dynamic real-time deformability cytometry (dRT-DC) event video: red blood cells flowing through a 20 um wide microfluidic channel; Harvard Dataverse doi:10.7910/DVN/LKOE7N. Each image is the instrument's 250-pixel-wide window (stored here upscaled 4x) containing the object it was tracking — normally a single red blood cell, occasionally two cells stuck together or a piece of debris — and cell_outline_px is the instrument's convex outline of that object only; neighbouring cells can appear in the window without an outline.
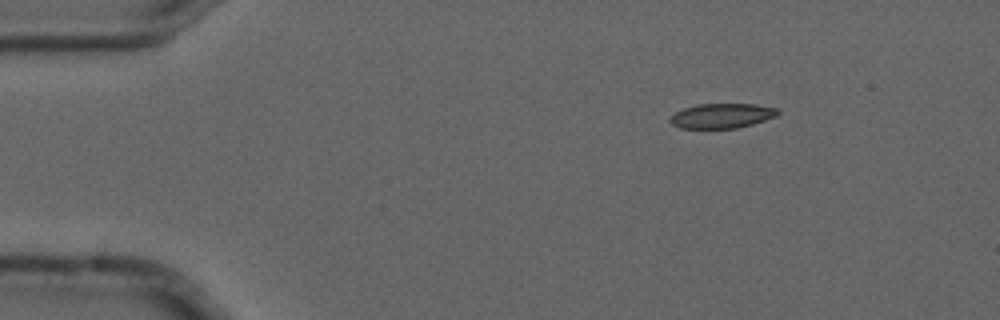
{"species": "common noctule bat (a hibernating species)", "species_latin": "Nyctalus noctula", "temperature_condition": "cold", "stored_images_in_passage": 6, "camera_frame_rate_fps": 3000, "um_per_image_px": 0.085, "animal": {"sex": "male", "forearm_length_mm": 52.5}, "frame": {"image": 1, "passage_image": 1, "time_ms": 0.0, "image_size_px": [1000, 320], "cell_outline_px": [[780, 112], [776, 116], [752, 124], [736, 128], [680, 128], [672, 124], [668, 120], [676, 112], [684, 108], [696, 104], [756, 104], [776, 108]], "centroid_in_image_um": [61.35, 9.84], "position_along_channel_um": 23.7, "area_um2": 15.43}}
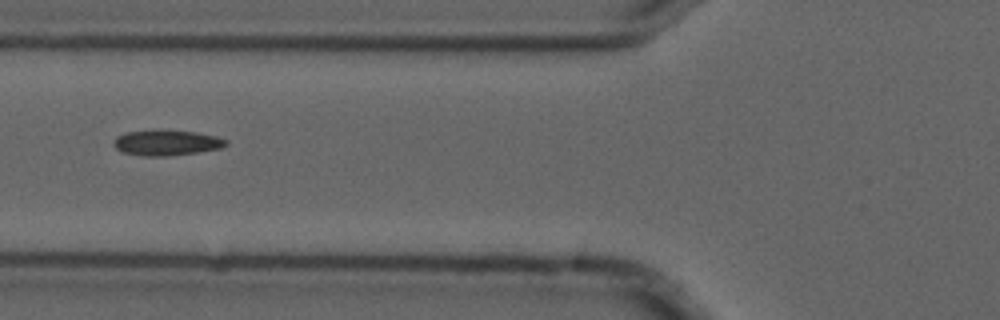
{"frame": {"image": 2, "passage_image": 4, "time_ms": 1.0, "image_size_px": [1000, 320], "cell_outline_px": [[228, 144], [220, 148], [196, 152], [168, 156], [148, 156], [120, 152], [112, 144], [116, 136], [124, 132], [196, 132], [216, 136], [228, 140]], "centroid_in_image_um": [14.15, 12.16], "position_along_channel_um": 111.7, "area_um2": 16.07}}
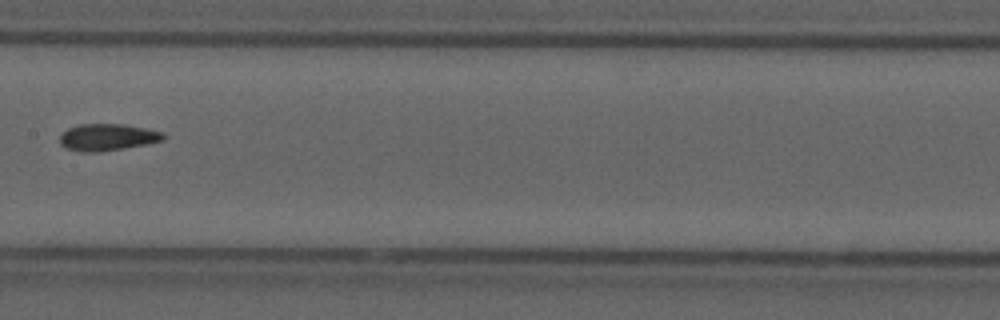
{"frame": {"image": 3, "passage_image": 6, "time_ms": 1.667, "image_size_px": [1000, 320], "cell_outline_px": [[164, 140], [148, 144], [100, 152], [80, 152], [64, 148], [60, 144], [60, 136], [68, 128], [80, 124], [124, 124], [164, 132]], "centroid_in_image_um": [9.12, 11.67], "position_along_channel_um": 198.3, "area_um2": 16.3}}